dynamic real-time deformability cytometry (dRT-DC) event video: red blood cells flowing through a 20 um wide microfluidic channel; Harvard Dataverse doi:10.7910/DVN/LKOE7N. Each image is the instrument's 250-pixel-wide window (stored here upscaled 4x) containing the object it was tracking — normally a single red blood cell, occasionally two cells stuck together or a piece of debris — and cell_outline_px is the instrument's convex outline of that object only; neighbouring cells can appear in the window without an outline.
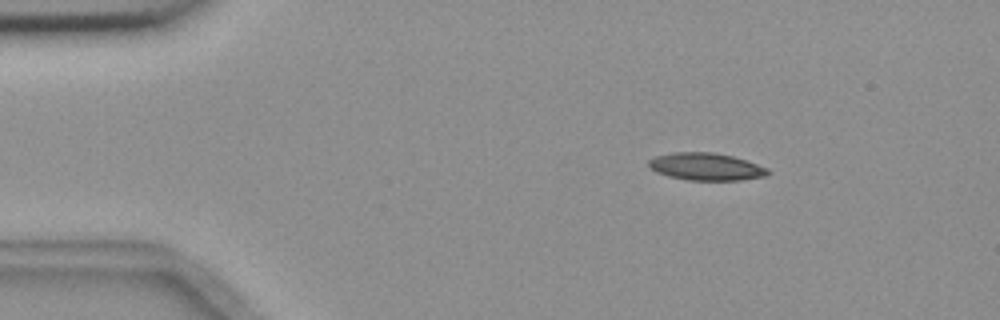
{"species": "common noctule bat (a hibernating species)", "species_latin": "Nyctalus noctula", "temperature_condition": "room temperature", "stored_images_in_passage": 4, "camera_frame_rate_fps": 3000, "um_per_image_px": 0.085, "animal": {"sex": "female", "body_mass_g": 18.4}, "frame": {"image": 1, "passage_image": 2, "time_ms": 1.0, "image_size_px": [1000, 320], "cell_outline_px": [[772, 172], [764, 176], [740, 180], [688, 180], [668, 176], [656, 172], [648, 164], [648, 160], [656, 156], [672, 152], [712, 152], [732, 156], [768, 168]], "centroid_in_image_um": [60.0, 14.16], "position_along_channel_um": 25.0, "area_um2": 18.9}}